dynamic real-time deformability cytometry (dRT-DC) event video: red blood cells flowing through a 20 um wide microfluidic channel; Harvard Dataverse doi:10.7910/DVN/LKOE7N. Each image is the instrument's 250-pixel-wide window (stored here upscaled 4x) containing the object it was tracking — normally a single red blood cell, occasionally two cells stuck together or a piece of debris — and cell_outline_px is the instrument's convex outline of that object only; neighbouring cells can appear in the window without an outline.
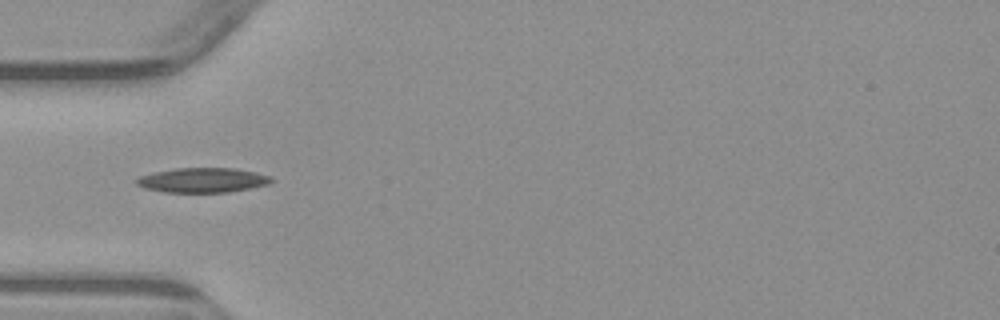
{"species": "common noctule bat (a hibernating species)", "species_latin": "Nyctalus noctula", "temperature_condition": "warm", "stored_images_in_passage": 3, "camera_frame_rate_fps": 3000, "um_per_image_px": 0.085, "animal": {"sex": "male", "body_mass_g": 23.1, "forearm_length_mm": 52.7}, "frame": {"image": 1, "passage_image": 3, "time_ms": 2.333, "image_size_px": [1000, 320], "cell_outline_px": [[276, 180], [268, 184], [228, 192], [164, 192], [144, 188], [136, 184], [136, 180], [140, 176], [156, 172], [176, 168], [236, 168], [256, 172], [272, 176]], "centroid_in_image_um": [17.27, 15.31], "position_along_channel_um": 67.7, "area_um2": 19.36}}